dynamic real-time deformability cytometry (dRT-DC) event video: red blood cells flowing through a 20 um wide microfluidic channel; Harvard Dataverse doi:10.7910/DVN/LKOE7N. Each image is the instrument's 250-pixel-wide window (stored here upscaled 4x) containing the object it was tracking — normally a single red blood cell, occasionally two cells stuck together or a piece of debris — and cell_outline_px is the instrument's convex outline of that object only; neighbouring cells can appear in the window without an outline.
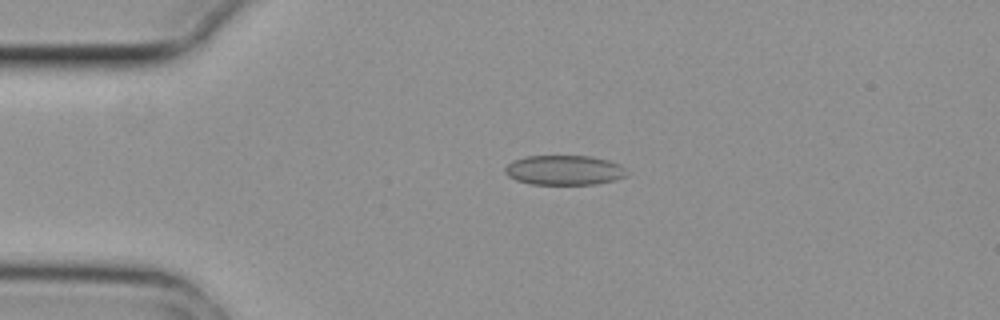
{"species": "common noctule bat (a hibernating species)", "species_latin": "Nyctalus noctula", "temperature_condition": "cold", "stored_images_in_passage": 5, "camera_frame_rate_fps": 3000, "um_per_image_px": 0.085, "animal": {"sex": "female", "body_mass_g": 29.2, "forearm_length_mm": 56.3}, "frame": {"image": 1, "passage_image": 4, "time_ms": 1.0, "image_size_px": [1000, 320], "cell_outline_px": [[628, 176], [596, 184], [532, 184], [516, 180], [508, 176], [504, 172], [504, 168], [512, 160], [528, 156], [588, 156], [608, 160], [620, 164], [628, 172]], "centroid_in_image_um": [47.95, 14.46], "position_along_channel_um": 37.0, "area_um2": 21.1}}